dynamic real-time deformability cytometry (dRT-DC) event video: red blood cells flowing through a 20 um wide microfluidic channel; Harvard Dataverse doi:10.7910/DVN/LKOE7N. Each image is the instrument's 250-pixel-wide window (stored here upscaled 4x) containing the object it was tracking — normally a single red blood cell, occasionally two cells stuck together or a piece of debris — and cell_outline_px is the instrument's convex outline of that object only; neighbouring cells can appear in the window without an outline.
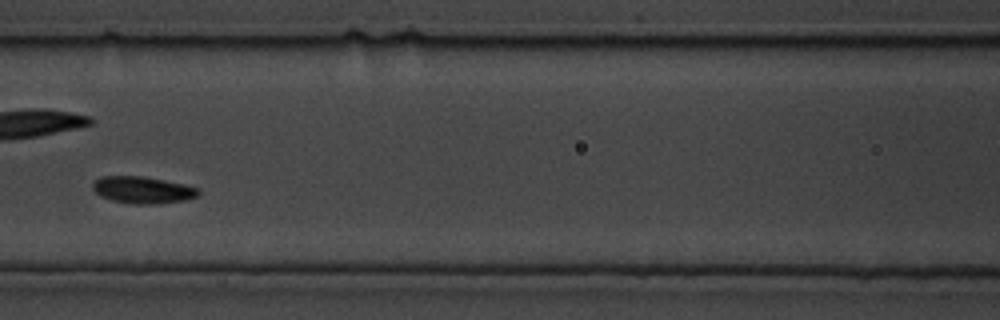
{"species": "common noctule bat (a hibernating species)", "species_latin": "Nyctalus noctula", "temperature_condition": "cold", "stored_images_in_passage": 21, "camera_frame_rate_fps": 3000, "um_per_image_px": 0.085, "animal": {"sex": "male", "body_mass_g": 19.5, "forearm_length_mm": 54.6}, "frame": {"image": 1, "passage_image": 7, "time_ms": 2.0, "image_size_px": [1000, 320], "cell_outline_px": [[200, 196], [184, 200], [156, 204], [132, 204], [112, 200], [100, 196], [92, 188], [92, 184], [100, 176], [144, 176], [164, 180], [200, 188]], "centroid_in_image_um": [12.14, 16.14], "position_along_channel_um": 154.5, "area_um2": 16.65}}
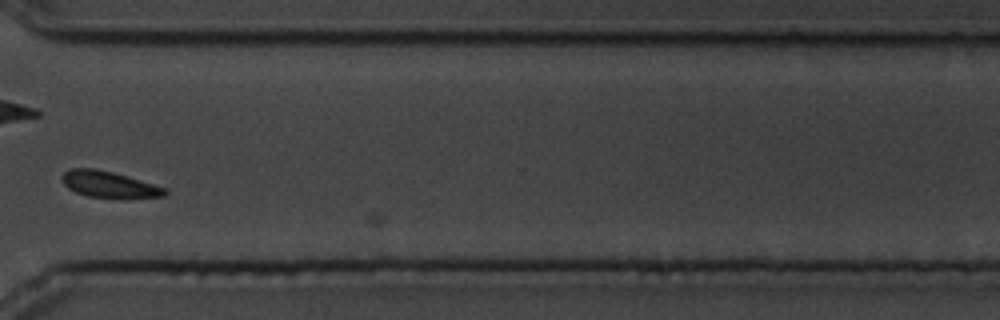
{"frame": {"image": 2, "passage_image": 15, "time_ms": 4.667, "image_size_px": [1000, 320], "cell_outline_px": [[168, 192], [164, 196], [124, 200], [120, 200], [88, 196], [76, 192], [68, 188], [60, 180], [60, 176], [64, 172], [72, 168], [96, 168], [112, 172], [168, 188]], "centroid_in_image_um": [9.3, 15.71], "position_along_channel_um": 361.3, "area_um2": 16.36}}